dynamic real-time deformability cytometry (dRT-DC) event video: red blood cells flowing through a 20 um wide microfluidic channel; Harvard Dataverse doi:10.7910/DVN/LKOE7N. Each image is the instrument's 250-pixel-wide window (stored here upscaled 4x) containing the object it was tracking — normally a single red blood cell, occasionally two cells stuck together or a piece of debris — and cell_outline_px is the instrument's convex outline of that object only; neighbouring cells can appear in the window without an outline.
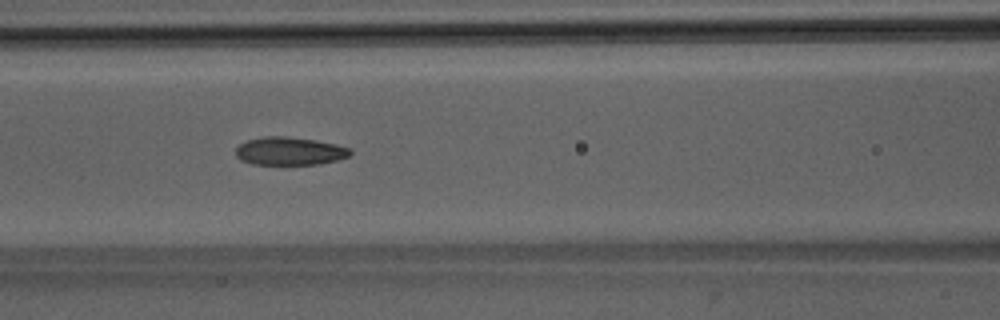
{"species": "Egyptian fruit bat (a non-hibernating species)", "species_latin": "Rousettus aegyptiacus", "temperature_condition": "room temperature", "stored_images_in_passage": 40, "camera_frame_rate_fps": 3000, "um_per_image_px": 0.085, "animal": {"sex": "male"}, "frame": {"image": 1, "passage_image": 11, "time_ms": 3.333, "image_size_px": [1000, 320], "cell_outline_px": [[352, 152], [348, 156], [336, 160], [320, 164], [252, 164], [240, 160], [236, 156], [236, 148], [240, 144], [248, 140], [264, 136], [288, 136], [316, 140], [336, 144], [352, 148]], "centroid_in_image_um": [24.62, 12.84], "position_along_channel_um": 142.0, "area_um2": 18.79}}
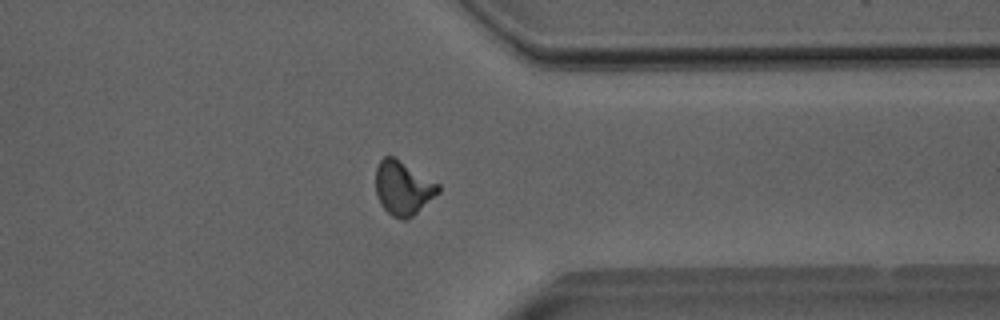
{"frame": {"image": 2, "passage_image": 29, "time_ms": 9.333, "image_size_px": [1000, 320], "cell_outline_px": [[440, 192], [408, 220], [400, 220], [392, 216], [380, 204], [376, 196], [376, 168], [380, 160], [384, 156], [392, 156], [440, 184]], "centroid_in_image_um": [34.25, 16.01], "position_along_channel_um": 377.1, "area_um2": 19.65}}
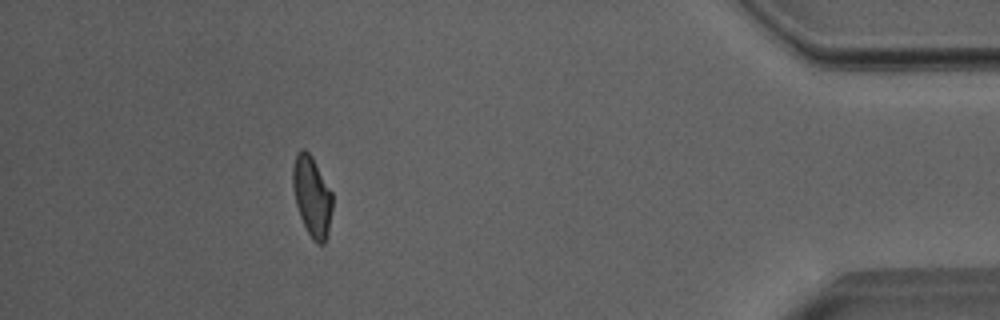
{"frame": {"image": 3, "passage_image": 35, "time_ms": 11.333, "image_size_px": [1000, 320], "cell_outline_px": [[332, 208], [328, 236], [324, 244], [316, 244], [312, 240], [300, 216], [296, 204], [292, 188], [292, 168], [296, 152], [300, 148], [304, 148], [312, 156], [332, 192]], "centroid_in_image_um": [26.51, 16.68], "position_along_channel_um": 408.7, "area_um2": 18.79}, "authors_computed_cell_mechanics": {"area_um2": 18.8428, "velocity_mm_per_s": 4.0016, "shape_relaxation_time_tau1_ms": 9.1887, "shape_relaxation_time_tau2_ms": 1.9456, "deformation_change_tau1": 0.2188, "deformation_change_tau2": 0.0862}}